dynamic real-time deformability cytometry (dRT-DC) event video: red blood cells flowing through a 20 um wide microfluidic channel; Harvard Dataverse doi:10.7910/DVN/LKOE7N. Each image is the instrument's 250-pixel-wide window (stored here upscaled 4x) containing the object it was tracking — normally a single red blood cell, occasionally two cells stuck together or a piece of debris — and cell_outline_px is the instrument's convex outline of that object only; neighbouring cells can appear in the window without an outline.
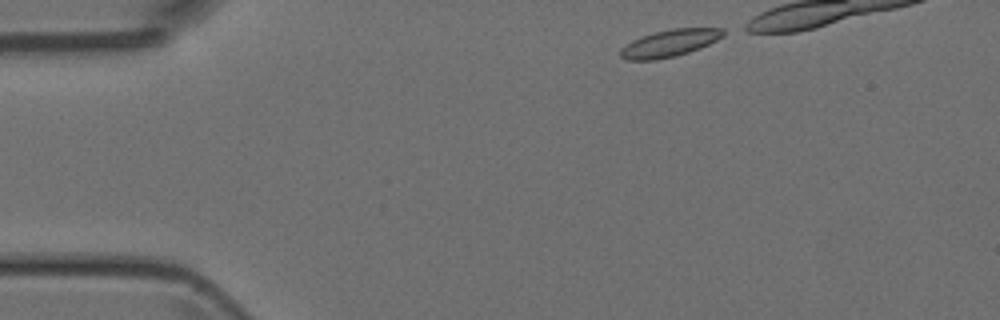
{"species": "Egyptian fruit bat (a non-hibernating species)", "species_latin": "Rousettus aegyptiacus", "temperature_condition": "room temperature", "stored_images_in_passage": 4, "camera_frame_rate_fps": 3000, "um_per_image_px": 0.085, "animal": {"sex": "female"}, "frame": {"image": 1, "passage_image": 1, "time_ms": 0.0, "image_size_px": [1000, 320], "cell_outline_px": [[724, 36], [700, 48], [676, 56], [656, 60], [628, 60], [620, 56], [620, 48], [632, 40], [640, 36], [672, 28], [724, 28]], "centroid_in_image_um": [56.9, 3.67], "position_along_channel_um": 28.1, "area_um2": 16.24}}